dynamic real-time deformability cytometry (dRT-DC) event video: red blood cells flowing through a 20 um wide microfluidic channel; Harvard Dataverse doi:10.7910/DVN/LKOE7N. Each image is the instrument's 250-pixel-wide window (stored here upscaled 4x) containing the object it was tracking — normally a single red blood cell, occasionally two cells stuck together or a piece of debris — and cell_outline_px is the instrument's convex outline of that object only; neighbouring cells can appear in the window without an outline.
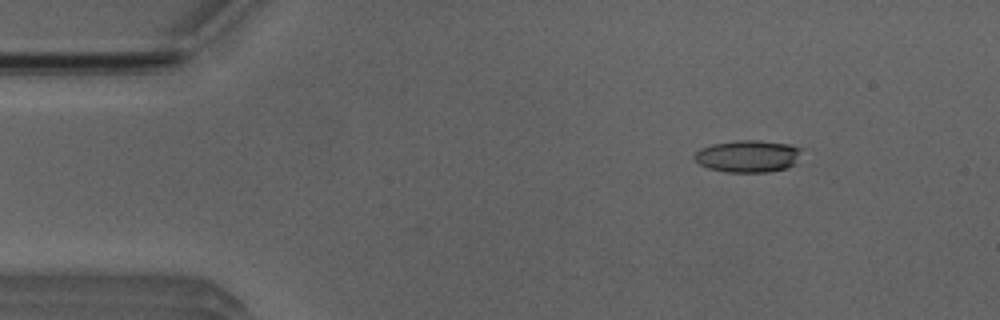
{"species": "Egyptian fruit bat (a non-hibernating species)", "species_latin": "Rousettus aegyptiacus", "temperature_condition": "room temperature", "stored_images_in_passage": 4, "camera_frame_rate_fps": 3000, "um_per_image_px": 0.085, "animal": {"sex": "male"}, "frame": {"image": 1, "passage_image": 2, "time_ms": 1.333, "image_size_px": [1000, 320], "cell_outline_px": [[804, 148], [796, 164], [788, 168], [768, 172], [724, 172], [708, 168], [700, 164], [692, 156], [700, 148], [712, 144], [736, 140], [756, 140], [788, 144]], "centroid_in_image_um": [63.61, 13.28], "position_along_channel_um": 21.4, "area_um2": 20.35}}